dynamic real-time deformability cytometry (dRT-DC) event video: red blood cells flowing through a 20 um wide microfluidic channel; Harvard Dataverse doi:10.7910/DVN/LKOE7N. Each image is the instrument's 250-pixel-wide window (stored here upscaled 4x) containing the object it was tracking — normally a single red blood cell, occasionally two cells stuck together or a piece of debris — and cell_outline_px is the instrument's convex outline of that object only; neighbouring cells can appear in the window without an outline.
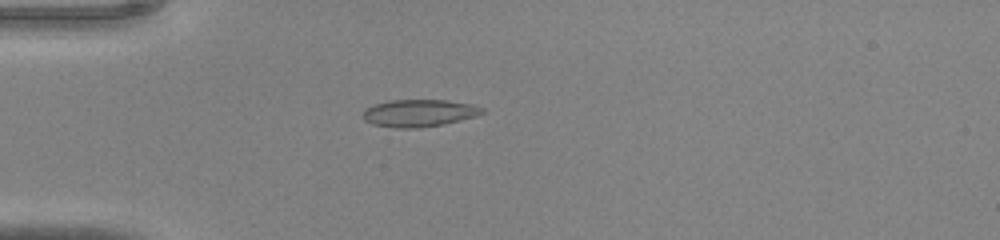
{"species": "common noctule bat (a hibernating species)", "species_latin": "Nyctalus noctula", "temperature_condition": "warm", "stored_images_in_passage": 37, "camera_frame_rate_fps": 3000, "um_per_image_px": 0.085, "animal": {"sex": "male", "body_mass_g": 20.0, "forearm_length_mm": 53.3}, "frame": {"image": 1, "passage_image": 5, "time_ms": 1.333, "image_size_px": [1000, 240], "cell_outline_px": [[484, 112], [476, 116], [444, 124], [420, 128], [396, 128], [372, 124], [364, 120], [364, 112], [368, 108], [376, 104], [388, 100], [448, 100], [476, 104], [484, 108]], "centroid_in_image_um": [35.68, 9.61], "position_along_channel_um": 49.3, "area_um2": 19.02}}
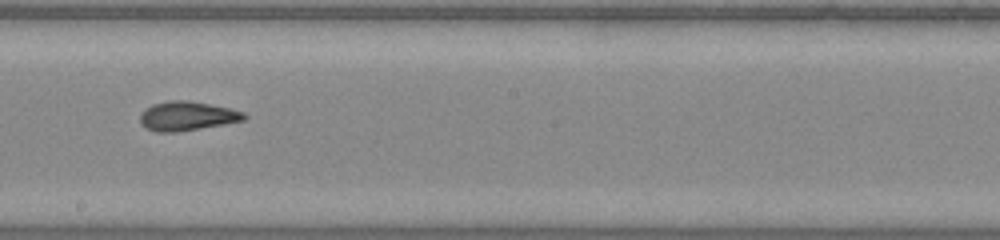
{"frame": {"image": 2, "passage_image": 18, "time_ms": 5.667, "image_size_px": [1000, 240], "cell_outline_px": [[248, 116], [244, 120], [224, 124], [176, 132], [156, 132], [140, 124], [140, 116], [144, 108], [152, 104], [172, 100], [188, 100], [232, 108], [244, 112]], "centroid_in_image_um": [15.91, 9.85], "position_along_channel_um": 232.3, "area_um2": 17.74}}
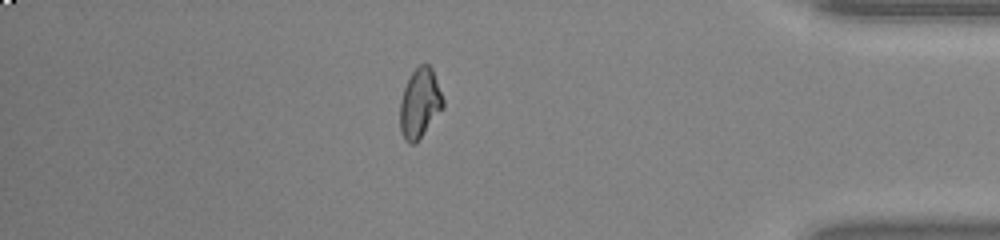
{"frame": {"image": 3, "passage_image": 31, "time_ms": 10.0, "image_size_px": [1000, 240], "cell_outline_px": [[444, 108], [416, 144], [408, 144], [404, 140], [400, 128], [400, 100], [404, 88], [412, 72], [420, 64], [428, 64], [432, 68], [444, 100]], "centroid_in_image_um": [35.69, 8.82], "position_along_channel_um": 399.5, "area_um2": 17.63}}